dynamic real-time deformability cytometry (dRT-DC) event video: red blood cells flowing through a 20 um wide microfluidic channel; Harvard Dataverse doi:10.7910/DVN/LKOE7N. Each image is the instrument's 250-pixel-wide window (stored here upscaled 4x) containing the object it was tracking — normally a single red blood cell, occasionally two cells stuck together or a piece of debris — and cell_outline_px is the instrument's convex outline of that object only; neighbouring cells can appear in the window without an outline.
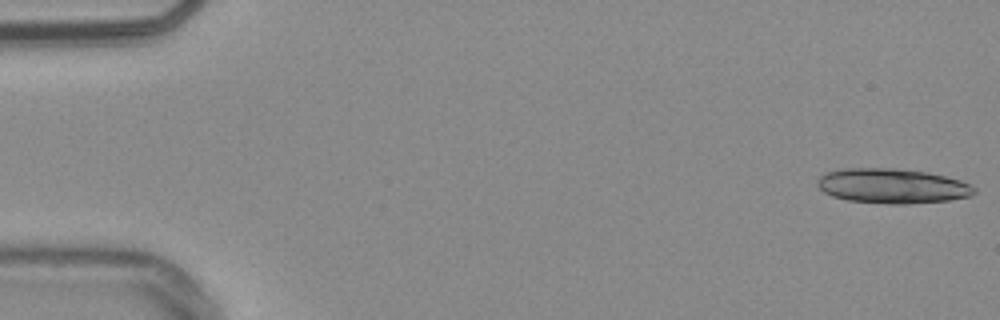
{"species": "common noctule bat (a hibernating species)", "species_latin": "Nyctalus noctula", "temperature_condition": "warm", "stored_images_in_passage": 38, "camera_frame_rate_fps": 3000, "um_per_image_px": 0.085, "animal": {"sex": "male", "body_mass_g": 20.4}, "frame": {"image": 1, "passage_image": 1, "time_ms": 0.0, "image_size_px": [1000, 320], "cell_outline_px": [[976, 192], [972, 196], [948, 200], [908, 204], [888, 204], [848, 200], [832, 196], [824, 192], [816, 184], [816, 180], [824, 172], [844, 168], [892, 168], [928, 172], [960, 180], [976, 188]], "centroid_in_image_um": [75.82, 15.8], "position_along_channel_um": 9.2, "area_um2": 31.96}}